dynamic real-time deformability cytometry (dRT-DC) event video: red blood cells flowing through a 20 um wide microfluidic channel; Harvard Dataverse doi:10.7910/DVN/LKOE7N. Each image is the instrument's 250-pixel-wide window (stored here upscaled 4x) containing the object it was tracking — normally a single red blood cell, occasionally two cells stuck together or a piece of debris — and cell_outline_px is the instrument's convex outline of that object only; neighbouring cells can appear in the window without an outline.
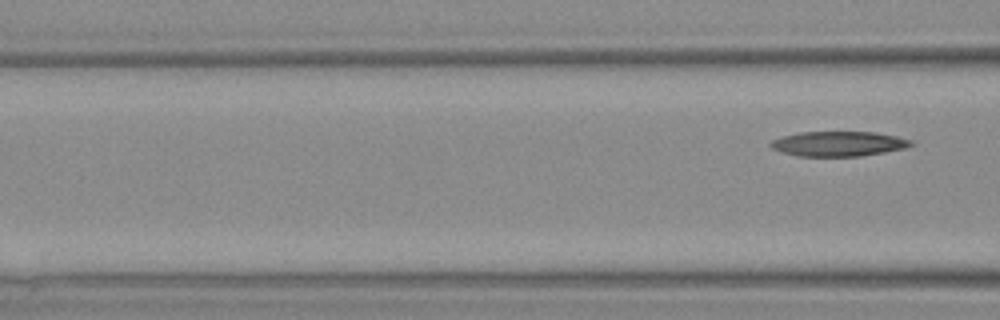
{"species": "Egyptian fruit bat (a non-hibernating species)", "species_latin": "Rousettus aegyptiacus", "temperature_condition": "warm", "stored_images_in_passage": 5, "camera_frame_rate_fps": 3000, "um_per_image_px": 0.085, "animal": {"sex": "female"}, "frame": {"image": 1, "passage_image": 5, "time_ms": 5.667, "image_size_px": [1000, 320], "cell_outline_px": [[912, 144], [904, 148], [884, 152], [860, 156], [800, 156], [784, 152], [772, 148], [768, 144], [772, 140], [784, 136], [800, 132], [876, 132], [896, 136], [912, 140]], "centroid_in_image_um": [71.27, 12.21], "position_along_channel_um": 95.3, "area_um2": 20.11}}